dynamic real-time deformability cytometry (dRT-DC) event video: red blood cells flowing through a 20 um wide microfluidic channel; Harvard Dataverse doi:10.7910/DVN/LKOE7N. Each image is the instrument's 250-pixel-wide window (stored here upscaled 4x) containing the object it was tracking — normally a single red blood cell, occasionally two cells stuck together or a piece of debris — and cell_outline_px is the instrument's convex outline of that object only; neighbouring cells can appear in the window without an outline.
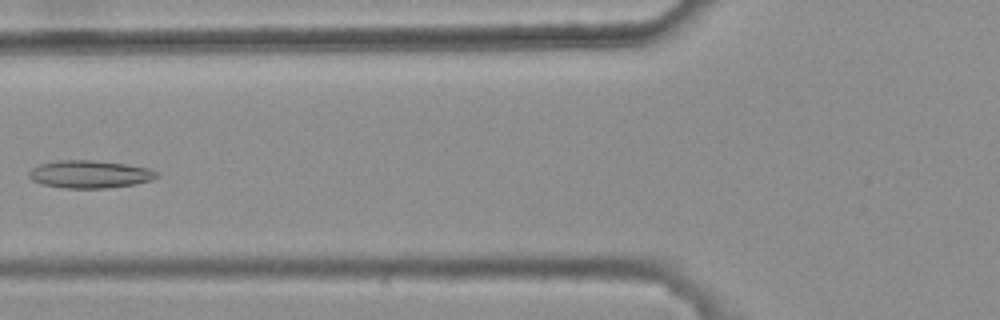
{"species": "common noctule bat (a hibernating species)", "species_latin": "Nyctalus noctula", "temperature_condition": "warm", "stored_images_in_passage": 7, "camera_frame_rate_fps": 3000, "um_per_image_px": 0.085, "animal": {"sex": "female", "body_mass_g": 25.1}, "frame": {"image": 1, "passage_image": 5, "time_ms": 1.333, "image_size_px": [1000, 320], "cell_outline_px": [[160, 176], [152, 180], [136, 184], [108, 188], [60, 188], [40, 184], [32, 180], [28, 176], [28, 172], [32, 168], [40, 164], [60, 160], [92, 160], [124, 164], [148, 168], [160, 172]], "centroid_in_image_um": [7.64, 14.82], "position_along_channel_um": 118.2, "area_um2": 20.81}}
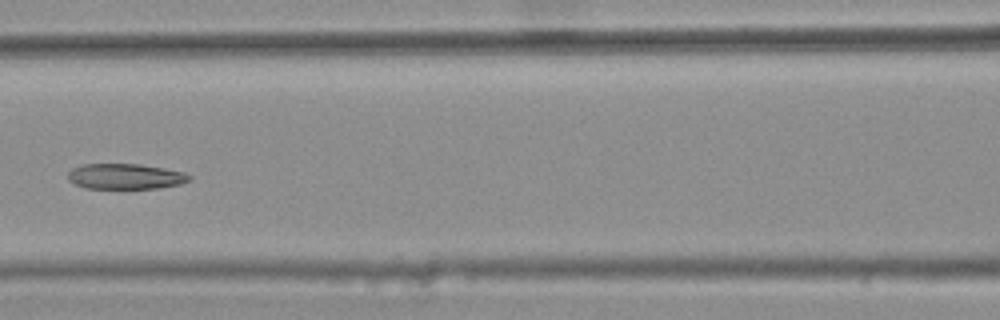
{"frame": {"image": 2, "passage_image": 6, "time_ms": 1.667, "image_size_px": [1000, 320], "cell_outline_px": [[192, 180], [180, 184], [160, 188], [84, 188], [68, 180], [68, 172], [72, 168], [80, 164], [140, 164], [164, 168], [184, 172], [192, 176]], "centroid_in_image_um": [10.67, 14.99], "position_along_channel_um": 155.9, "area_um2": 18.15}}
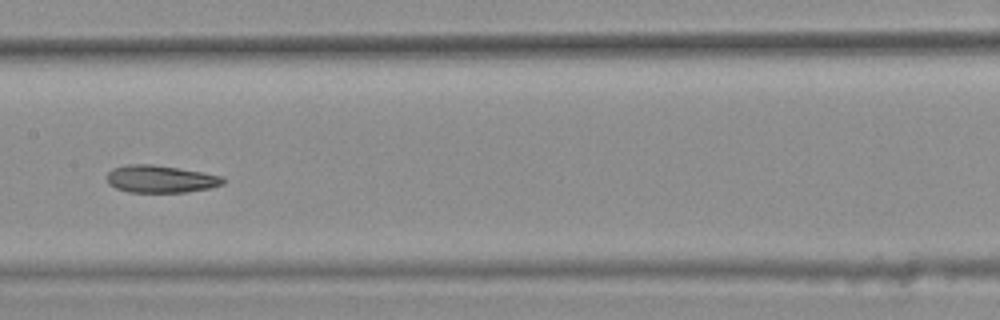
{"frame": {"image": 3, "passage_image": 7, "time_ms": 2.0, "image_size_px": [1000, 320], "cell_outline_px": [[224, 184], [212, 188], [188, 192], [128, 192], [116, 188], [108, 184], [108, 172], [112, 168], [128, 164], [152, 164], [204, 172], [224, 176]], "centroid_in_image_um": [13.68, 15.22], "position_along_channel_um": 193.7, "area_um2": 18.73}}